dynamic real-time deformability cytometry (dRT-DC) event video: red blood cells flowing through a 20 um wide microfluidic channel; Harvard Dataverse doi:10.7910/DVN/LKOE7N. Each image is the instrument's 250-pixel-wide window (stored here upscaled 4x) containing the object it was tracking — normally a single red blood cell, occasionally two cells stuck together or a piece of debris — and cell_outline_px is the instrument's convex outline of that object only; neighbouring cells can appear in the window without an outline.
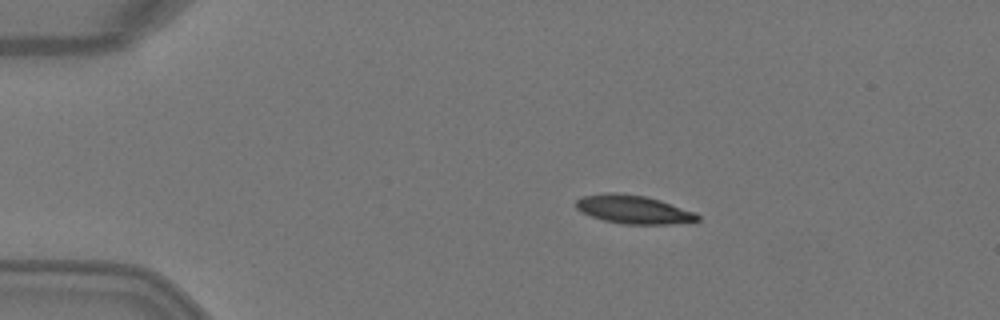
{"species": "Egyptian fruit bat (a non-hibernating species)", "species_latin": "Rousettus aegyptiacus", "temperature_condition": "warm", "stored_images_in_passage": 5, "camera_frame_rate_fps": 3000, "um_per_image_px": 0.085, "animal": {"sex": "female"}, "frame": {"image": 1, "passage_image": 2, "time_ms": 0.333, "image_size_px": [1000, 320], "cell_outline_px": [[700, 220], [688, 224], [624, 224], [604, 220], [580, 212], [576, 208], [576, 200], [580, 196], [604, 192], [616, 192], [644, 196], [660, 200], [696, 212], [700, 216]], "centroid_in_image_um": [53.88, 17.8], "position_along_channel_um": 31.1, "area_um2": 20.52}}
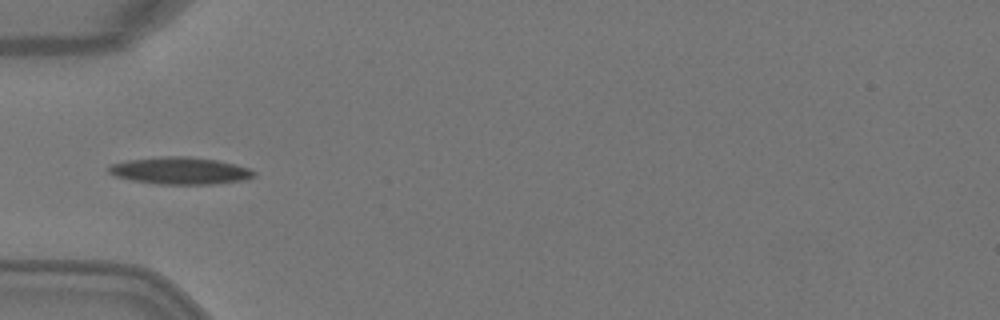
{"frame": {"image": 2, "passage_image": 4, "time_ms": 1.0, "image_size_px": [1000, 320], "cell_outline_px": [[256, 176], [244, 180], [212, 184], [156, 184], [132, 180], [116, 176], [108, 172], [108, 168], [112, 164], [128, 160], [160, 156], [188, 156], [216, 160], [236, 164], [248, 168], [256, 172]], "centroid_in_image_um": [15.33, 14.51], "position_along_channel_um": 69.7, "area_um2": 22.95}}